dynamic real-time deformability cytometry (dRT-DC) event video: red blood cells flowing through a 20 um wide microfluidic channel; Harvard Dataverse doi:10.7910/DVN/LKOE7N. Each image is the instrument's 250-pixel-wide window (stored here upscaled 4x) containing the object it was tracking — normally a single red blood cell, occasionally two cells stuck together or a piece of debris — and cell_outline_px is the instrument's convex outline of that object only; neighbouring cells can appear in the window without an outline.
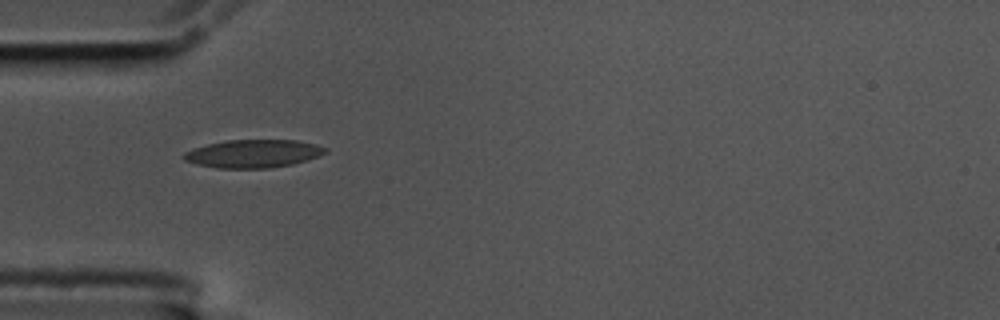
{"species": "common noctule bat (a hibernating species)", "species_latin": "Nyctalus noctula", "temperature_condition": "cold", "stored_images_in_passage": 5, "camera_frame_rate_fps": 3000, "um_per_image_px": 0.085, "animal": {"sex": "male", "body_mass_g": 17.5, "forearm_length_mm": 52.3}, "frame": {"image": 1, "passage_image": 2, "time_ms": 0.333, "image_size_px": [1000, 320], "cell_outline_px": [[328, 152], [320, 156], [308, 160], [292, 164], [268, 168], [216, 168], [196, 164], [184, 160], [180, 156], [184, 152], [192, 148], [208, 144], [228, 140], [296, 140], [316, 144], [328, 148]], "centroid_in_image_um": [21.53, 13.06], "position_along_channel_um": 63.5, "area_um2": 23.35}}
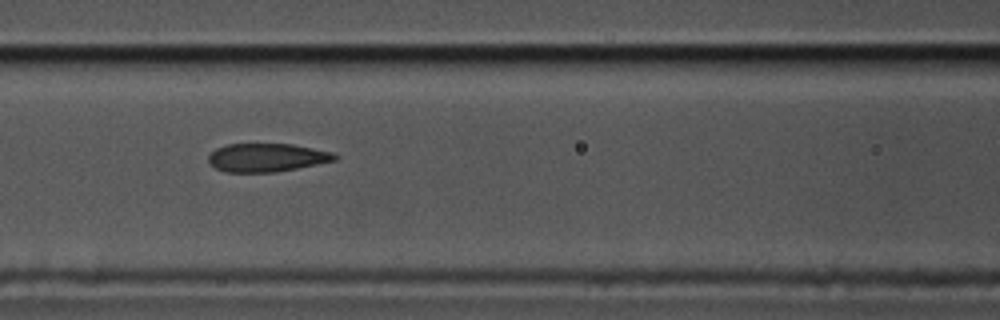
{"frame": {"image": 2, "passage_image": 4, "time_ms": 1.0, "image_size_px": [1000, 320], "cell_outline_px": [[340, 156], [336, 160], [276, 172], [224, 172], [216, 168], [208, 160], [208, 156], [216, 148], [228, 144], [292, 144], [332, 152]], "centroid_in_image_um": [22.68, 13.39], "position_along_channel_um": 143.9, "area_um2": 20.75}}